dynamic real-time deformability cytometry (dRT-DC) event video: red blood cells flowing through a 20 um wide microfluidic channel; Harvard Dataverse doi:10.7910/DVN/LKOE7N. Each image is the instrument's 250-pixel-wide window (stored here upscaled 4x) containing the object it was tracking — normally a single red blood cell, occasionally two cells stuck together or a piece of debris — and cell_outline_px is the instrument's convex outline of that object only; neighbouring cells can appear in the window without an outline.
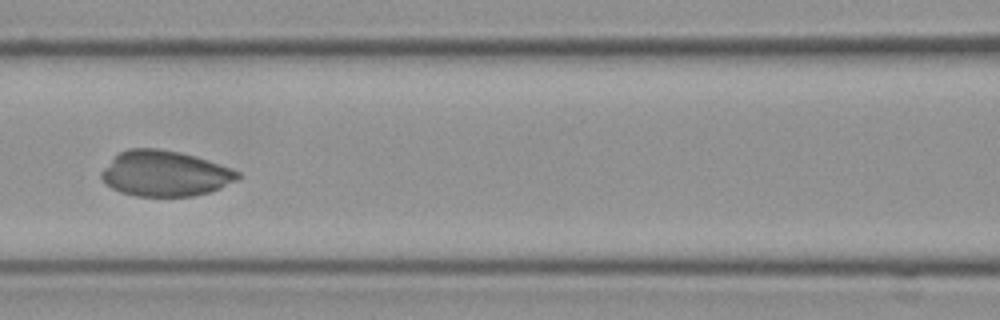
{"species": "Egyptian fruit bat (a non-hibernating species)", "species_latin": "Rousettus aegyptiacus", "temperature_condition": "cold", "stored_images_in_passage": 8, "camera_frame_rate_fps": 3000, "um_per_image_px": 0.085, "frame": {"image": 1, "passage_image": 6, "time_ms": 1.667, "image_size_px": [1000, 320], "cell_outline_px": [[244, 176], [220, 188], [208, 192], [192, 196], [136, 196], [120, 192], [112, 188], [100, 176], [100, 172], [120, 152], [128, 148], [156, 148], [180, 152], [196, 156], [232, 168], [240, 172]], "centroid_in_image_um": [14.06, 14.74], "position_along_channel_um": 152.5, "area_um2": 36.13}}
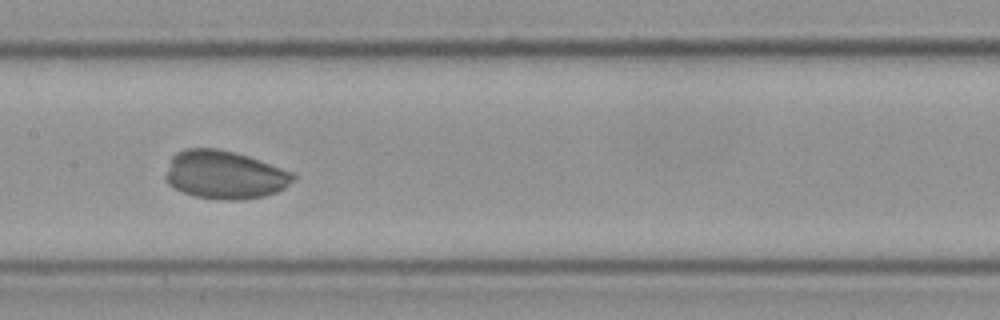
{"frame": {"image": 2, "passage_image": 7, "time_ms": 2.0, "image_size_px": [1000, 320], "cell_outline_px": [[296, 180], [284, 188], [276, 192], [264, 196], [240, 200], [224, 200], [196, 196], [184, 192], [168, 184], [164, 176], [172, 156], [176, 152], [184, 148], [216, 148], [236, 152], [248, 156], [292, 172], [296, 176]], "centroid_in_image_um": [19.09, 14.85], "position_along_channel_um": 188.3, "area_um2": 35.89}}
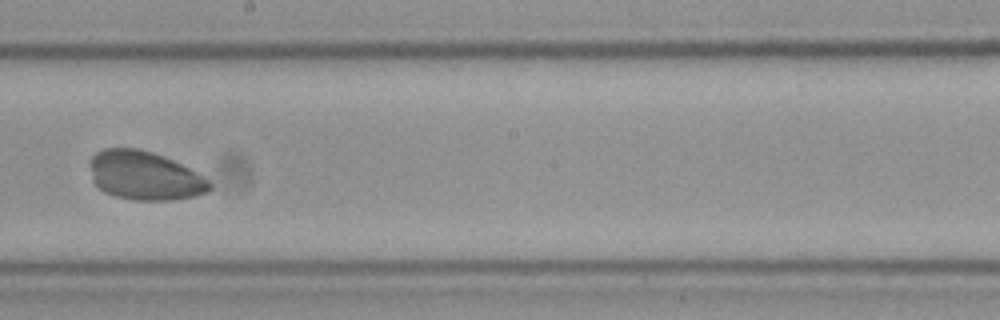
{"frame": {"image": 3, "passage_image": 8, "time_ms": 2.333, "image_size_px": [1000, 320], "cell_outline_px": [[212, 188], [208, 192], [196, 196], [172, 200], [136, 200], [116, 196], [104, 192], [92, 180], [88, 164], [88, 160], [96, 152], [104, 148], [140, 148], [164, 156], [204, 176], [212, 184]], "centroid_in_image_um": [12.28, 14.92], "position_along_channel_um": 235.9, "area_um2": 34.28}}